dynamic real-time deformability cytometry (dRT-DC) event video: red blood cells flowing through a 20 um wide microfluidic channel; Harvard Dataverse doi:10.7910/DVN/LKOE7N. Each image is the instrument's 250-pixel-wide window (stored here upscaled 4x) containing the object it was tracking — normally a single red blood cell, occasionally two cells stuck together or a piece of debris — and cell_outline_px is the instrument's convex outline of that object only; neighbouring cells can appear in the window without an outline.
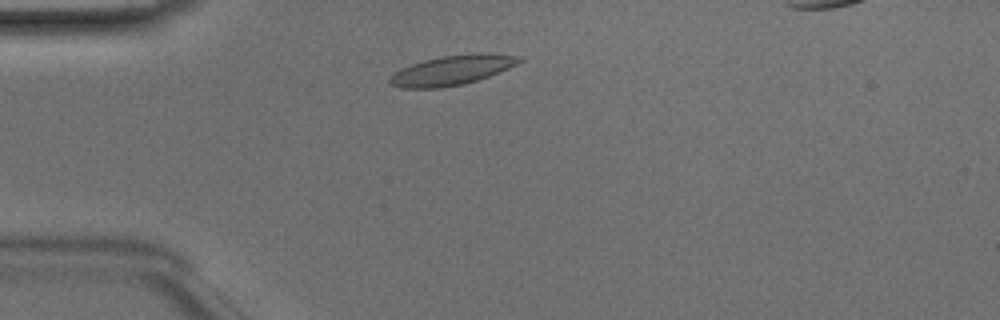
{"species": "Egyptian fruit bat (a non-hibernating species)", "species_latin": "Rousettus aegyptiacus", "temperature_condition": "room temperature", "stored_images_in_passage": 41, "camera_frame_rate_fps": 3000, "um_per_image_px": 0.085, "animal": {"sex": "male"}, "frame": {"image": 1, "passage_image": 6, "time_ms": 1.667, "image_size_px": [1000, 320], "cell_outline_px": [[524, 60], [500, 72], [464, 84], [440, 88], [400, 88], [388, 84], [388, 76], [412, 64], [424, 60], [440, 56], [524, 56]], "centroid_in_image_um": [38.29, 6.03], "position_along_channel_um": 46.7, "area_um2": 21.33}}
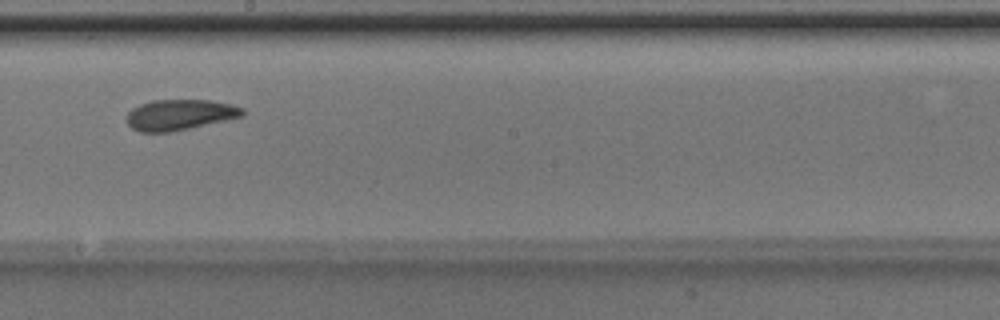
{"frame": {"image": 2, "passage_image": 21, "time_ms": 6.667, "image_size_px": [1000, 320], "cell_outline_px": [[244, 116], [188, 128], [168, 132], [140, 132], [132, 128], [128, 124], [128, 112], [132, 108], [140, 104], [152, 100], [208, 100], [228, 104], [244, 108]], "centroid_in_image_um": [15.26, 9.75], "position_along_channel_um": 232.9, "area_um2": 20.4}}
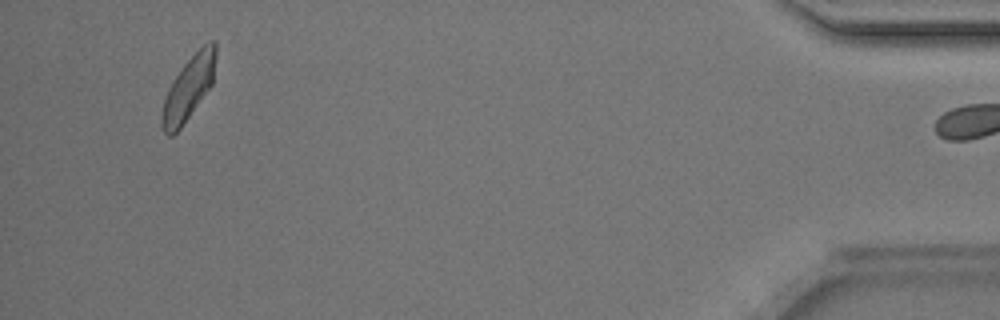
{"frame": {"image": 3, "passage_image": 40, "time_ms": 13.0, "image_size_px": [1000, 320], "cell_outline_px": [[216, 56], [212, 84], [180, 128], [172, 136], [168, 136], [164, 132], [160, 124], [160, 116], [164, 100], [168, 88], [172, 80], [184, 64], [208, 40], [212, 40], [216, 44]], "centroid_in_image_um": [16.0, 7.5], "position_along_channel_um": 419.2, "area_um2": 19.77}, "authors_computed_cell_mechanics": {"area_um2": 20.9236, "velocity_mm_per_s": 4.0944, "shape_relaxation_time_tau1_ms": 4.582, "shape_relaxation_time_tau2_ms": 0.9753, "deformation_change_tau1": 0.1164, "deformation_change_tau2": 0.0561}}